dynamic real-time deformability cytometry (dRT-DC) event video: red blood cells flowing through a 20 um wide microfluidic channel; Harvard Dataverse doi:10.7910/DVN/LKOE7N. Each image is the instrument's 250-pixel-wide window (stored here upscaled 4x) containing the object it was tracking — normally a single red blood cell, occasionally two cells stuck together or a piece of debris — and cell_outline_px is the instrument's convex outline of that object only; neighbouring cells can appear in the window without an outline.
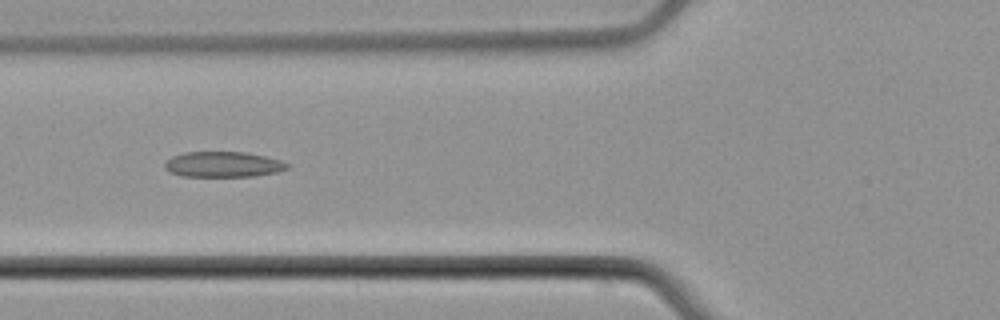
{"species": "common noctule bat (a hibernating species)", "species_latin": "Nyctalus noctula", "temperature_condition": "cold", "stored_images_in_passage": 5, "camera_frame_rate_fps": 3000, "um_per_image_px": 0.085, "animal": {"sex": "male", "body_mass_g": 21.5, "forearm_length_mm": 52.0}, "frame": {"image": 1, "passage_image": 4, "time_ms": 6.333, "image_size_px": [1000, 320], "cell_outline_px": [[288, 168], [276, 172], [256, 176], [184, 176], [172, 172], [164, 168], [164, 164], [172, 156], [184, 152], [248, 152], [280, 160], [288, 164]], "centroid_in_image_um": [18.97, 13.97], "position_along_channel_um": 106.8, "area_um2": 18.03}}
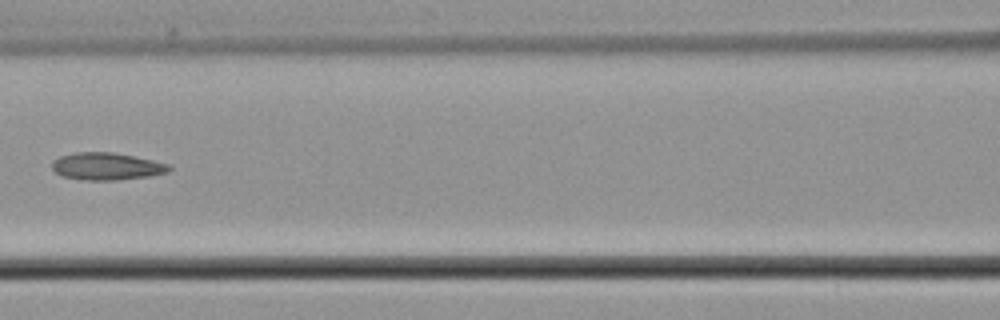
{"frame": {"image": 2, "passage_image": 5, "time_ms": 7.667, "image_size_px": [1000, 320], "cell_outline_px": [[172, 168], [168, 172], [148, 176], [116, 180], [84, 180], [64, 176], [56, 172], [52, 168], [52, 160], [60, 156], [76, 152], [112, 152], [152, 160], [168, 164]], "centroid_in_image_um": [9.05, 14.13], "position_along_channel_um": 157.6, "area_um2": 18.44}}